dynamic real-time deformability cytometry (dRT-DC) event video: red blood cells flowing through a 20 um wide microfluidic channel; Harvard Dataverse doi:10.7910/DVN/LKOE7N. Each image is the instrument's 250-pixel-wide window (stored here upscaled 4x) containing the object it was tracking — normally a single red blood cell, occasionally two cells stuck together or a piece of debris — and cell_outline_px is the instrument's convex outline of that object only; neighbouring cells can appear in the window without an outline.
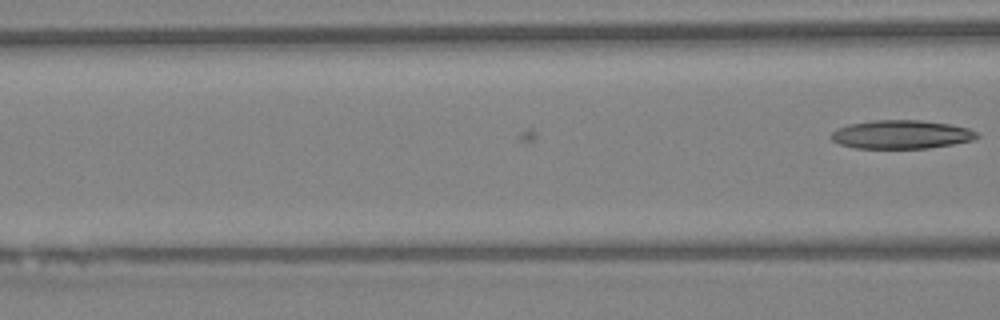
{"species": "Egyptian fruit bat (a non-hibernating species)", "species_latin": "Rousettus aegyptiacus", "temperature_condition": "warm", "stored_images_in_passage": 11, "camera_frame_rate_fps": 3000, "um_per_image_px": 0.085, "animal": {"sex": "female"}, "frame": {"image": 1, "passage_image": 11, "time_ms": 3.333, "image_size_px": [1000, 320], "cell_outline_px": [[980, 136], [972, 140], [952, 144], [928, 148], [856, 148], [840, 144], [832, 140], [832, 132], [840, 128], [852, 124], [876, 120], [920, 120], [948, 124], [968, 128], [976, 132]], "centroid_in_image_um": [76.64, 11.43], "position_along_channel_um": 90.0, "area_um2": 23.87}}